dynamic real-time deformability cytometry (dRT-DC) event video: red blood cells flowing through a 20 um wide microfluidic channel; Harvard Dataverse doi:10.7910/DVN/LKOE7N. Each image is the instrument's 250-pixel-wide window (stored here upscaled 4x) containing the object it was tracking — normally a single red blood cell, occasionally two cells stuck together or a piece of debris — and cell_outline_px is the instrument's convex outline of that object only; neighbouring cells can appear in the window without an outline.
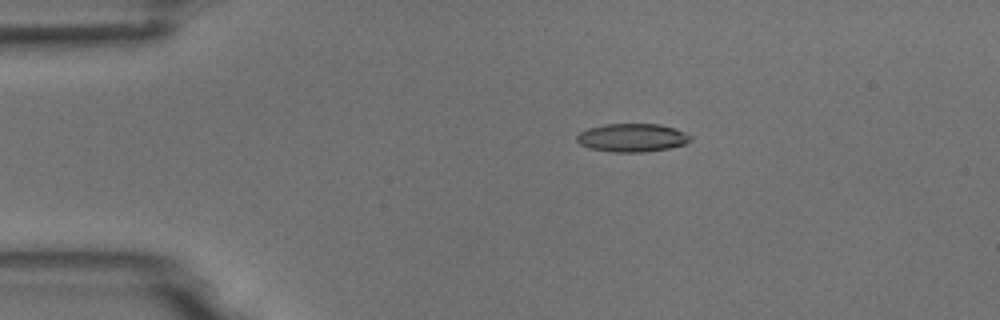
{"species": "common noctule bat (a hibernating species)", "species_latin": "Nyctalus noctula", "temperature_condition": "room temperature", "stored_images_in_passage": 6, "camera_frame_rate_fps": 3000, "um_per_image_px": 0.085, "animal": {"sex": "male", "body_mass_g": 18.8}, "frame": {"image": 1, "passage_image": 3, "time_ms": 2.333, "image_size_px": [1000, 320], "cell_outline_px": [[692, 140], [684, 144], [668, 148], [644, 152], [612, 152], [588, 148], [580, 144], [576, 140], [576, 136], [580, 132], [588, 128], [604, 124], [660, 124], [684, 132], [692, 136]], "centroid_in_image_um": [53.71, 11.7], "position_along_channel_um": 31.3, "area_um2": 18.73}}
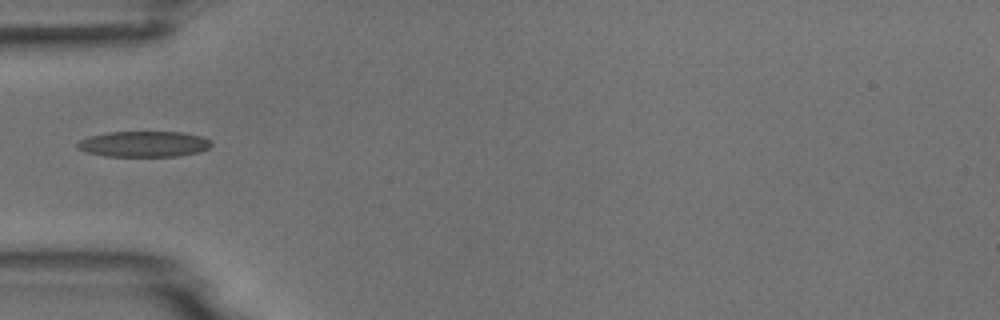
{"frame": {"image": 2, "passage_image": 5, "time_ms": 4.667, "image_size_px": [1000, 320], "cell_outline_px": [[212, 144], [208, 148], [200, 152], [176, 156], [104, 156], [88, 152], [80, 148], [76, 144], [80, 140], [88, 136], [108, 132], [180, 132], [200, 136], [212, 140]], "centroid_in_image_um": [12.25, 12.24], "position_along_channel_um": 72.7, "area_um2": 20.0}}